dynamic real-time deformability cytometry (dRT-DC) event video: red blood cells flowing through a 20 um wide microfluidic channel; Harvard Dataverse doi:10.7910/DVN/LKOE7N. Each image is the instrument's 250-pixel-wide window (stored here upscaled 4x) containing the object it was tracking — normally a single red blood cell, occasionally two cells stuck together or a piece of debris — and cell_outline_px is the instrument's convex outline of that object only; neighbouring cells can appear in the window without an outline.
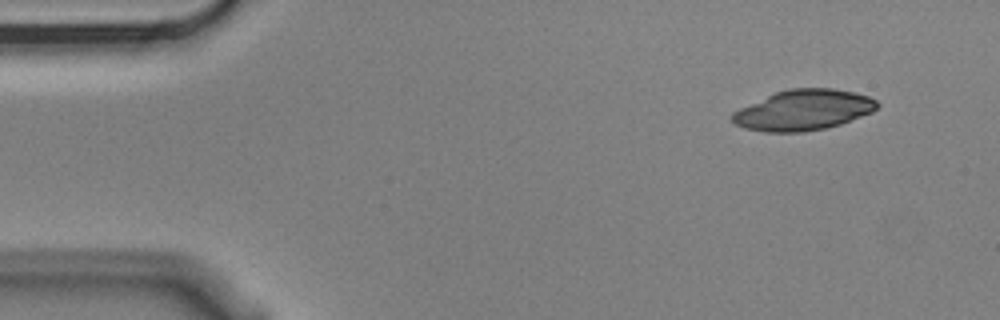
{"species": "Egyptian fruit bat (a non-hibernating species)", "species_latin": "Rousettus aegyptiacus", "temperature_condition": "cold", "stored_images_in_passage": 4, "segment_of_instrument_passage": [1, 2], "camera_frame_rate_fps": 3000, "um_per_image_px": 0.085, "animal": {"sex": "male"}, "frame": {"image": 1, "passage_image": 1, "time_ms": 0.0, "image_size_px": [1000, 320], "cell_outline_px": [[880, 104], [872, 112], [840, 124], [824, 128], [804, 132], [764, 132], [744, 128], [736, 124], [732, 120], [732, 112], [740, 108], [776, 92], [788, 88], [832, 88], [852, 92], [868, 96], [876, 100]], "centroid_in_image_um": [68.29, 9.36], "position_along_channel_um": 16.7, "area_um2": 33.99}}